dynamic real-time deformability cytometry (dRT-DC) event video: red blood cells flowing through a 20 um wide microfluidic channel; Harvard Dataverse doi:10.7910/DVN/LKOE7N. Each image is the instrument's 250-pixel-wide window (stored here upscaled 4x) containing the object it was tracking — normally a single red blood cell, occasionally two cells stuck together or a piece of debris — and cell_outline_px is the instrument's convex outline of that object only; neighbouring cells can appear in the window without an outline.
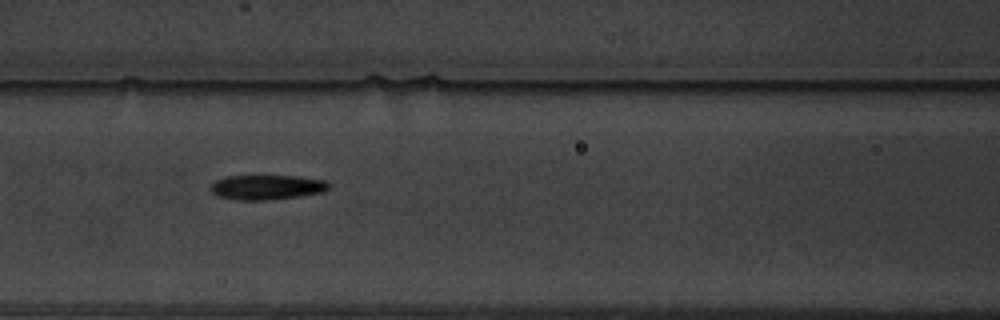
{"species": "common noctule bat (a hibernating species)", "species_latin": "Nyctalus noctula", "temperature_condition": "warm", "stored_images_in_passage": 16, "segment_of_instrument_passage": [2, 2], "camera_frame_rate_fps": 3000, "um_per_image_px": 0.085, "animal": {"sex": "male", "body_mass_g": 19.5, "forearm_length_mm": 54.6}, "frame": {"image": 1, "passage_image": 7, "time_ms": 8.0, "image_size_px": [1000, 320], "cell_outline_px": [[328, 188], [324, 192], [268, 200], [240, 200], [220, 196], [212, 192], [212, 184], [216, 180], [228, 176], [300, 176], [324, 180], [328, 184]], "centroid_in_image_um": [22.7, 15.91], "position_along_channel_um": 143.9, "area_um2": 16.7}}
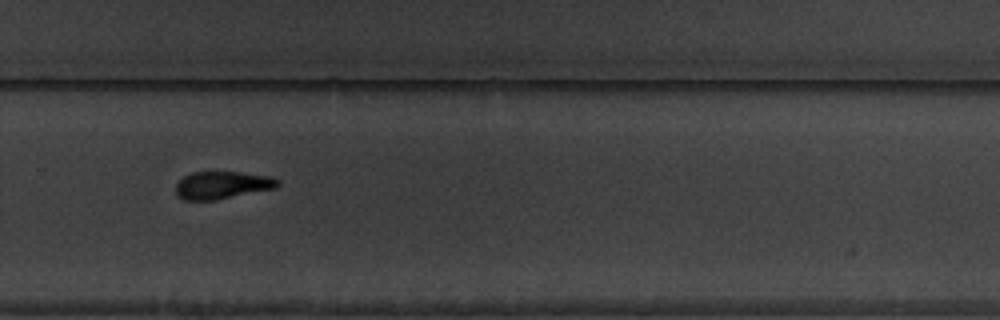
{"frame": {"image": 2, "passage_image": 11, "time_ms": 12.667, "image_size_px": [1000, 320], "cell_outline_px": [[280, 184], [276, 188], [212, 200], [184, 200], [176, 192], [176, 184], [184, 176], [192, 172], [240, 172], [272, 176], [280, 180]], "centroid_in_image_um": [18.92, 15.72], "position_along_channel_um": 310.9, "area_um2": 16.24}}
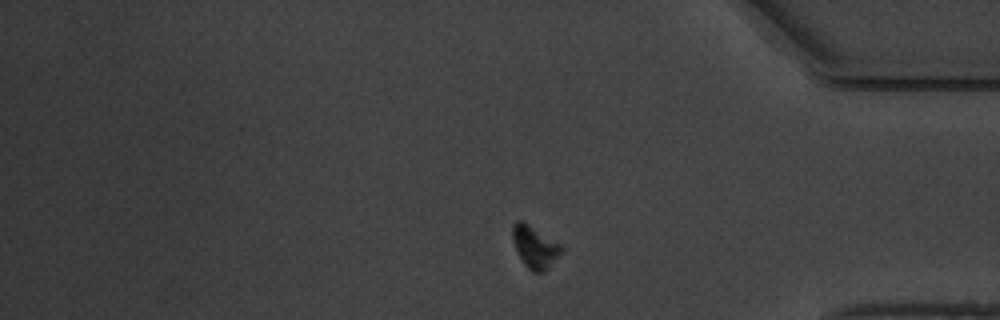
{"frame": {"image": 3, "passage_image": 16, "time_ms": 19.667, "image_size_px": [1000, 320], "cell_outline_px": [[564, 248], [548, 268], [544, 272], [532, 272], [524, 264], [512, 240], [512, 224], [516, 220], [524, 220], [560, 244]], "centroid_in_image_um": [45.44, 20.95], "position_along_channel_um": 389.8, "area_um2": 11.96}}